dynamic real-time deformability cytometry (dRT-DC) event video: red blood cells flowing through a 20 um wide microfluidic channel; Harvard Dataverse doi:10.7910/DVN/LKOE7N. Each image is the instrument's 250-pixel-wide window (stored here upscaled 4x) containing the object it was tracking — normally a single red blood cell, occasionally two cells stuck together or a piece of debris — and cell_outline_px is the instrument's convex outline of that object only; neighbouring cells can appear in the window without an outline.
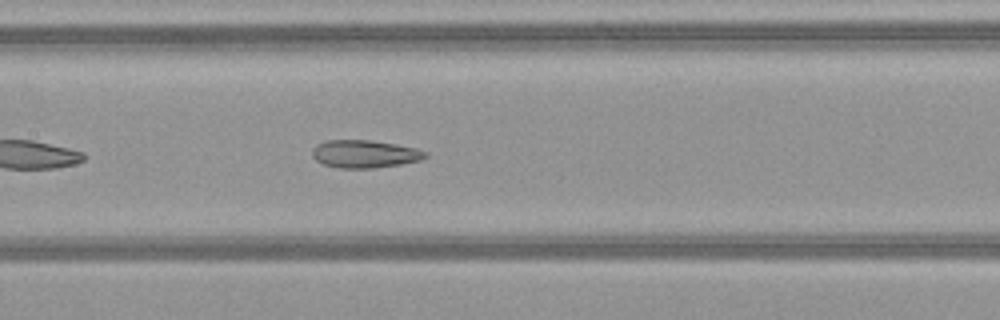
{"species": "common noctule bat (a hibernating species)", "species_latin": "Nyctalus noctula", "temperature_condition": "warm", "stored_images_in_passage": 36, "camera_frame_rate_fps": 3000, "um_per_image_px": 0.085, "animal": {"sex": "female", "body_mass_g": 21.9}, "frame": {"image": 1, "passage_image": 11, "time_ms": 3.333, "image_size_px": [1000, 320], "cell_outline_px": [[428, 156], [420, 160], [400, 164], [376, 168], [340, 168], [324, 164], [316, 160], [312, 156], [312, 148], [316, 144], [328, 140], [372, 140], [396, 144], [416, 148], [428, 152]], "centroid_in_image_um": [31.0, 13.08], "position_along_channel_um": 176.4, "area_um2": 18.38}}
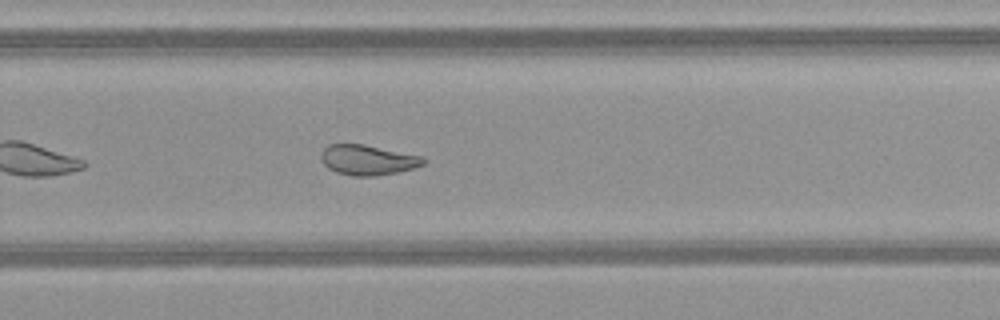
{"frame": {"image": 2, "passage_image": 20, "time_ms": 6.333, "image_size_px": [1000, 320], "cell_outline_px": [[428, 160], [424, 164], [400, 172], [372, 176], [352, 176], [336, 172], [328, 168], [320, 160], [320, 152], [328, 144], [364, 144], [424, 156]], "centroid_in_image_um": [31.26, 13.59], "position_along_channel_um": 298.5, "area_um2": 18.26}}
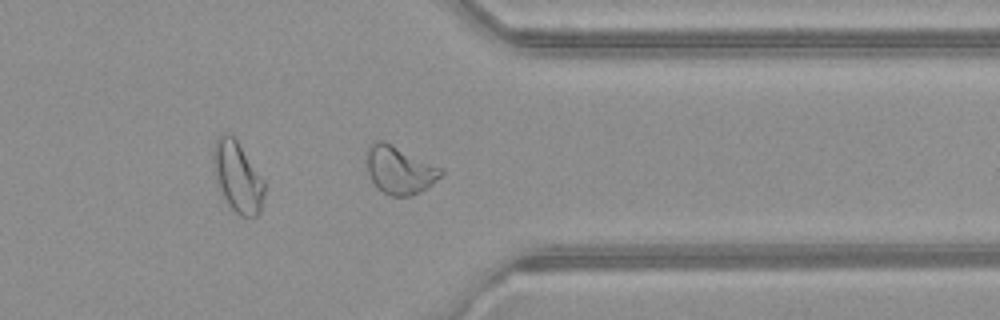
{"frame": {"image": 3, "passage_image": 26, "time_ms": 8.333, "image_size_px": [1000, 320], "cell_outline_px": [[444, 172], [432, 184], [420, 192], [412, 196], [392, 196], [384, 192], [368, 176], [368, 148], [376, 140], [384, 140], [444, 168]], "centroid_in_image_um": [34.01, 14.44], "position_along_channel_um": 377.4, "area_um2": 20.58}, "authors_computed_cell_mechanics": {"area_um2": 19.4208, "velocity_mm_per_s": 4.0943, "shape_relaxation_time_tau1_ms": null, "shape_relaxation_time_tau2_ms": 1.8764, "deformation_change_tau1": null, "deformation_change_tau2": 0.0841}}